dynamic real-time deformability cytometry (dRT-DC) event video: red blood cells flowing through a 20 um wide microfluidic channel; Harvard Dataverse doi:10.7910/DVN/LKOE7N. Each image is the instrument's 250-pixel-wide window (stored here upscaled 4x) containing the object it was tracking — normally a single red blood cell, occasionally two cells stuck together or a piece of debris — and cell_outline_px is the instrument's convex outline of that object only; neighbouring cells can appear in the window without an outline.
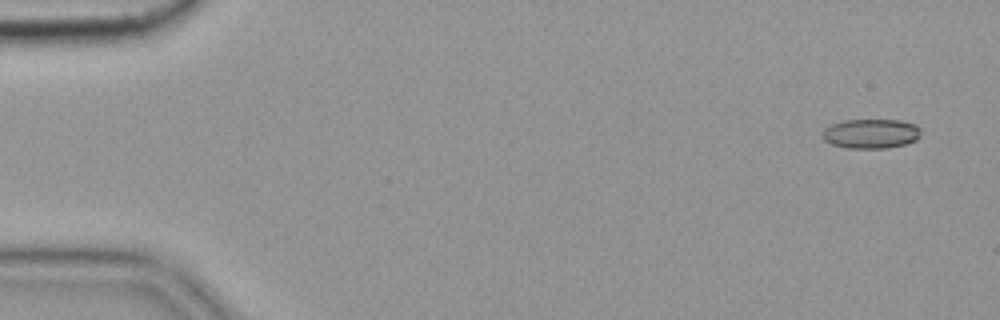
{"species": "common noctule bat (a hibernating species)", "species_latin": "Nyctalus noctula", "temperature_condition": "cold", "stored_images_in_passage": 16, "camera_frame_rate_fps": 3000, "um_per_image_px": 0.085, "animal": {"sex": "female", "body_mass_g": 19.9}, "frame": {"image": 1, "passage_image": 3, "time_ms": 0.667, "image_size_px": [1000, 320], "cell_outline_px": [[920, 136], [916, 140], [904, 144], [884, 148], [848, 148], [832, 144], [824, 140], [820, 136], [820, 132], [824, 128], [832, 124], [844, 120], [900, 120], [916, 124], [920, 128]], "centroid_in_image_um": [74.0, 11.35], "position_along_channel_um": 11.0, "area_um2": 17.05}}